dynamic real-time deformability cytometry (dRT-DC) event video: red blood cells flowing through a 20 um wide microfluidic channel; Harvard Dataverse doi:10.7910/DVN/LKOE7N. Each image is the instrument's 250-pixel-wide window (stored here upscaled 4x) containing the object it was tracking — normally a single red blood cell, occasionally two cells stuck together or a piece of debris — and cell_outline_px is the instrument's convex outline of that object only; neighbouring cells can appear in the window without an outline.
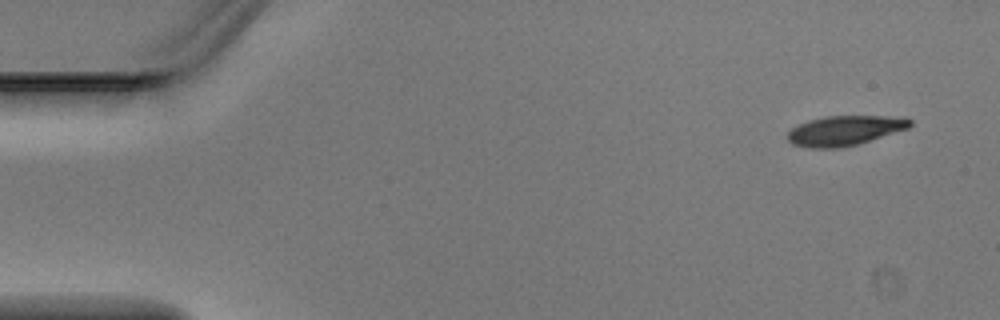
{"species": "Egyptian fruit bat (a non-hibernating species)", "species_latin": "Rousettus aegyptiacus", "temperature_condition": "warm", "stored_images_in_passage": 3, "camera_frame_rate_fps": 3000, "um_per_image_px": 0.085, "animal": {"sex": "male"}, "frame": {"image": 1, "passage_image": 1, "time_ms": 0.0, "image_size_px": [1000, 320], "cell_outline_px": [[912, 124], [908, 128], [856, 144], [840, 148], [808, 148], [792, 144], [788, 140], [788, 132], [792, 128], [808, 120], [824, 116], [904, 116], [912, 120]], "centroid_in_image_um": [71.8, 11.08], "position_along_channel_um": 13.2, "area_um2": 21.21}}
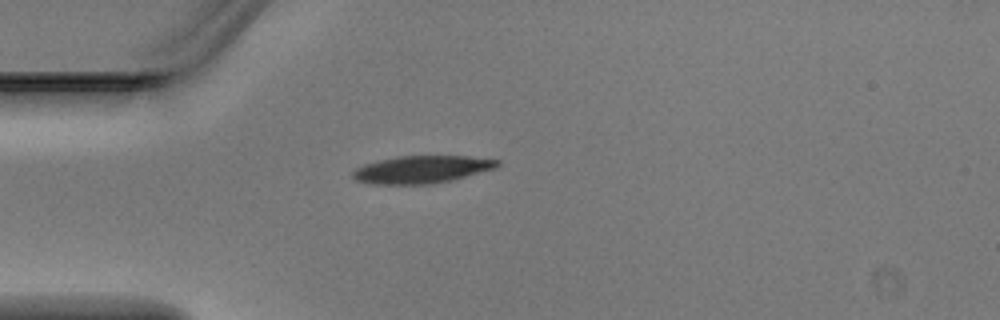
{"frame": {"image": 2, "passage_image": 3, "time_ms": 0.667, "image_size_px": [1000, 320], "cell_outline_px": [[500, 164], [496, 168], [452, 180], [432, 184], [368, 184], [356, 180], [352, 176], [352, 172], [356, 168], [364, 164], [380, 160], [400, 156], [468, 156], [500, 160]], "centroid_in_image_um": [35.85, 14.41], "position_along_channel_um": 49.1, "area_um2": 23.18}}